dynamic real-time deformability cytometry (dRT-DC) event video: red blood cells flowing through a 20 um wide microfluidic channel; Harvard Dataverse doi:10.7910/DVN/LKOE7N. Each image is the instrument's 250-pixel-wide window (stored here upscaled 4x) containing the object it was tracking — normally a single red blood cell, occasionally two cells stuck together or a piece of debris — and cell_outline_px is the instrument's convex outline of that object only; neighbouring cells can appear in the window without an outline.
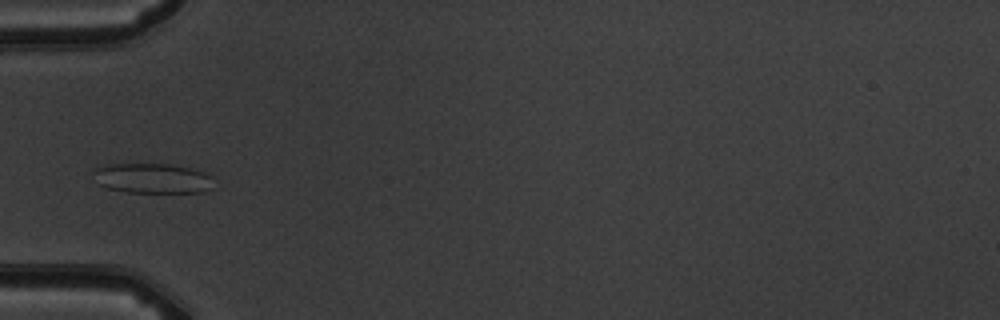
{"species": "common noctule bat (a hibernating species)", "species_latin": "Nyctalus noctula", "temperature_condition": "warm", "stored_images_in_passage": 4, "camera_frame_rate_fps": 3000, "um_per_image_px": 0.085, "animal": {"sex": "male", "body_mass_g": 19.5, "forearm_length_mm": 54.6}, "frame": {"image": 1, "passage_image": 4, "time_ms": 5.0, "image_size_px": [1000, 320], "cell_outline_px": [[208, 188], [204, 192], [128, 192], [108, 188], [96, 184], [92, 172], [92, 168], [104, 164], [168, 164], [188, 168], [204, 172], [208, 176]], "centroid_in_image_um": [12.78, 15.14], "position_along_channel_um": 72.2, "area_um2": 20.75}}